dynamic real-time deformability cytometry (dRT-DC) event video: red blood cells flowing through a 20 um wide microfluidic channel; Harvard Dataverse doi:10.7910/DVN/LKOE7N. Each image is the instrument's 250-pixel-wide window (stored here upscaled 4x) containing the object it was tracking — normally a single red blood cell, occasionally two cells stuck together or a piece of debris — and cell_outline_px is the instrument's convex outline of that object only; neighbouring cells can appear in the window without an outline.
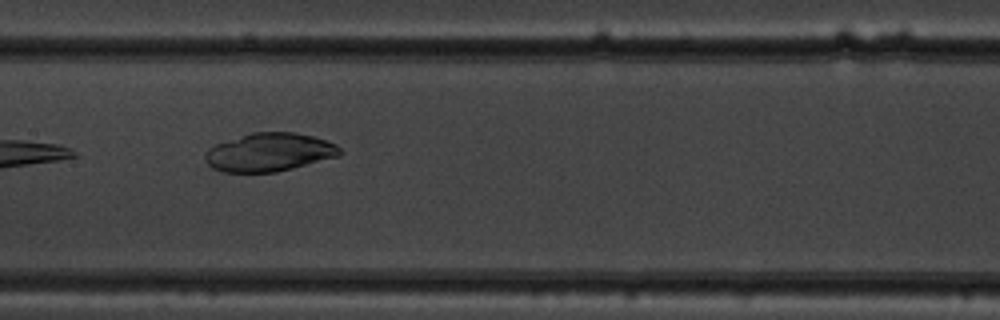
{"species": "common noctule bat (a hibernating species)", "species_latin": "Nyctalus noctula", "temperature_condition": "warm", "stored_images_in_passage": 9, "camera_frame_rate_fps": 3000, "um_per_image_px": 0.085, "animal": {"sex": "male", "body_mass_g": 19.5, "forearm_length_mm": 54.6}, "frame": {"image": 1, "passage_image": 8, "time_ms": 2.333, "image_size_px": [1000, 320], "cell_outline_px": [[344, 152], [340, 156], [276, 172], [224, 172], [212, 168], [208, 164], [204, 156], [204, 152], [208, 148], [216, 144], [252, 132], [296, 132], [312, 136], [336, 144]], "centroid_in_image_um": [22.9, 12.94], "position_along_channel_um": 184.5, "area_um2": 30.11}}
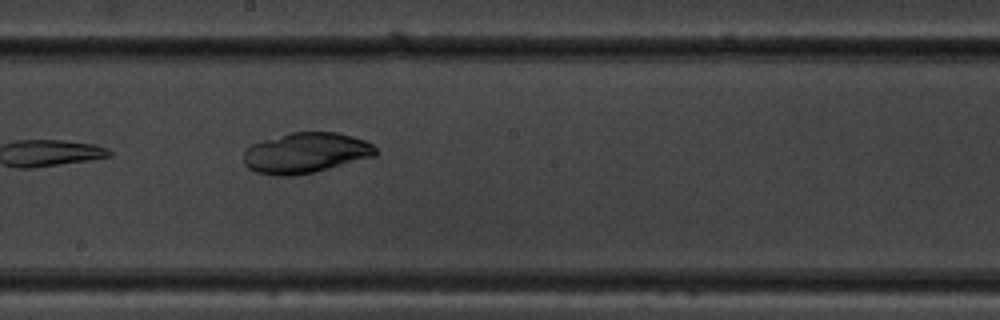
{"frame": {"image": 2, "passage_image": 9, "time_ms": 2.667, "image_size_px": [1000, 320], "cell_outline_px": [[376, 156], [312, 172], [292, 176], [276, 176], [256, 172], [248, 168], [244, 164], [244, 152], [252, 144], [264, 140], [292, 132], [336, 132], [352, 136], [364, 140], [372, 144], [376, 148]], "centroid_in_image_um": [25.98, 13.0], "position_along_channel_um": 222.2, "area_um2": 30.87}}